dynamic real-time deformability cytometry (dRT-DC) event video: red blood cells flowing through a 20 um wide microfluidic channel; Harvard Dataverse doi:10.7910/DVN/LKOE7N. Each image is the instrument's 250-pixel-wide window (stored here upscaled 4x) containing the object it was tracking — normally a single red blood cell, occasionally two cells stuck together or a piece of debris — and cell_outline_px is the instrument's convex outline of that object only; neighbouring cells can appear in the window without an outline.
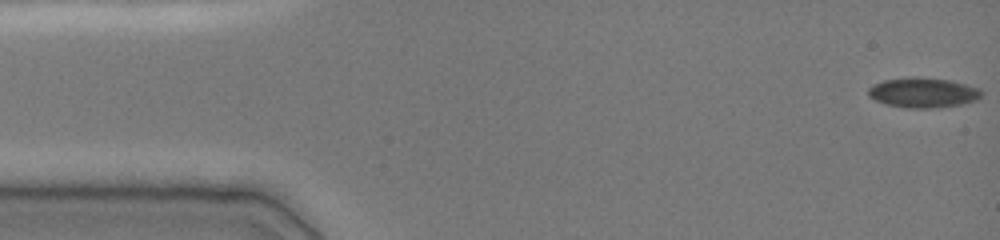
{"species": "common noctule bat (a hibernating species)", "species_latin": "Nyctalus noctula", "temperature_condition": "cold", "stored_images_in_passage": 21, "camera_frame_rate_fps": 3000, "um_per_image_px": 0.085, "animal": {"sex": "female", "body_mass_g": 19.0, "forearm_length_mm": 51.5}, "frame": {"image": 1, "passage_image": 1, "time_ms": 0.0, "image_size_px": [1000, 240], "cell_outline_px": [[984, 92], [976, 100], [964, 104], [936, 108], [908, 108], [884, 104], [868, 96], [868, 88], [872, 84], [884, 80], [912, 76], [916, 76], [952, 80], [980, 88]], "centroid_in_image_um": [78.47, 7.86], "position_along_channel_um": 6.5, "area_um2": 20.17}}
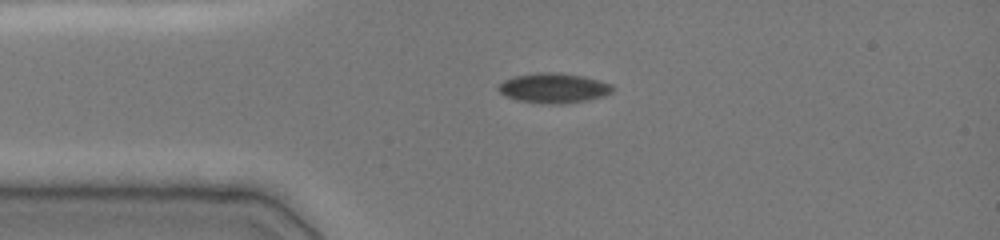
{"frame": {"image": 2, "passage_image": 12, "time_ms": 3.333, "image_size_px": [1000, 240], "cell_outline_px": [[616, 88], [612, 92], [604, 96], [588, 100], [564, 104], [548, 104], [516, 100], [500, 92], [496, 88], [504, 80], [516, 76], [536, 72], [556, 72], [584, 76], [612, 84]], "centroid_in_image_um": [47.1, 7.48], "position_along_channel_um": 37.9, "area_um2": 20.0}}
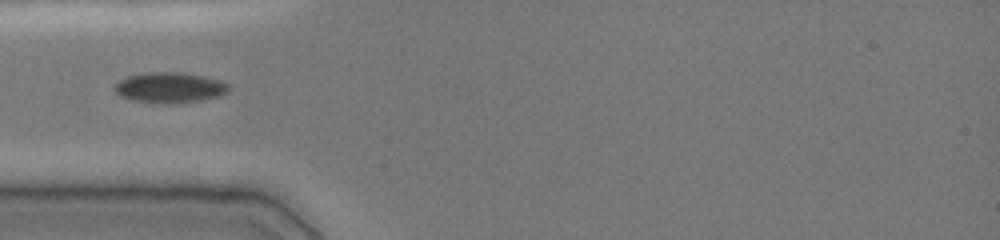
{"frame": {"image": 3, "passage_image": 20, "time_ms": 4.667, "image_size_px": [1000, 240], "cell_outline_px": [[232, 84], [228, 92], [220, 96], [200, 100], [172, 104], [132, 100], [120, 96], [112, 88], [120, 80], [128, 76], [144, 72], [180, 72], [204, 76], [220, 80]], "centroid_in_image_um": [14.46, 7.43], "position_along_channel_um": 70.5, "area_um2": 20.46}}